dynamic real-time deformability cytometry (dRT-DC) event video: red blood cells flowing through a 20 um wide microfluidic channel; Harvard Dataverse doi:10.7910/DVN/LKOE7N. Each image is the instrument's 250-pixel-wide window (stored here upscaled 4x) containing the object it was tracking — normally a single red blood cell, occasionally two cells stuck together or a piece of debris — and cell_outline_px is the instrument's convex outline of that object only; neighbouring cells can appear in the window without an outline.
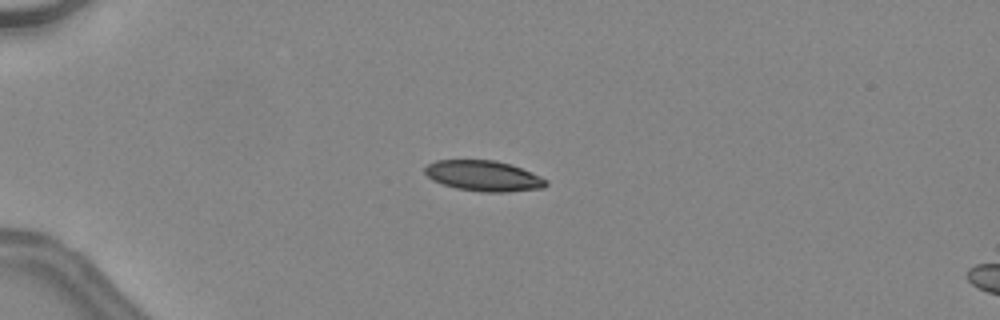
{"species": "common noctule bat (a hibernating species)", "species_latin": "Nyctalus noctula", "temperature_condition": "warm", "stored_images_in_passage": 49, "camera_frame_rate_fps": 3000, "um_per_image_px": 0.085, "animal": {"sex": "female", "body_mass_g": 24.6, "forearm_length_mm": 56.2}, "frame": {"image": 1, "passage_image": 15, "time_ms": 4.667, "image_size_px": [1000, 320], "cell_outline_px": [[548, 184], [544, 188], [508, 192], [480, 192], [456, 188], [432, 180], [424, 172], [424, 168], [428, 164], [436, 160], [496, 160], [512, 164], [532, 172], [548, 180]], "centroid_in_image_um": [41.14, 14.95], "position_along_channel_um": 43.9, "area_um2": 21.79}}
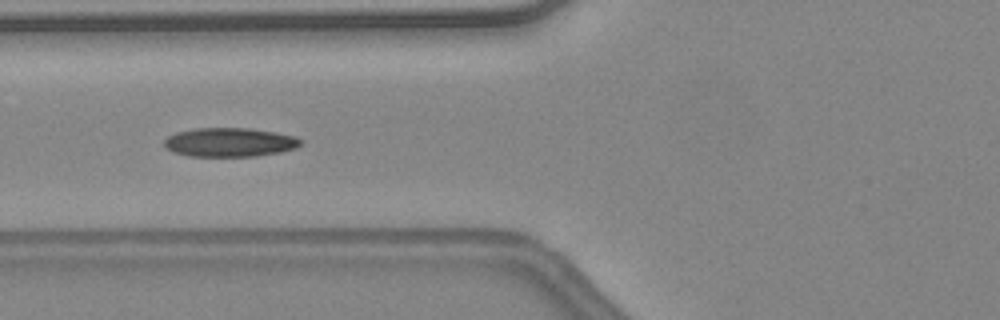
{"frame": {"image": 2, "passage_image": 22, "time_ms": 7.0, "image_size_px": [1000, 320], "cell_outline_px": [[304, 144], [296, 148], [280, 152], [256, 156], [188, 156], [172, 152], [164, 148], [164, 140], [168, 136], [176, 132], [196, 128], [252, 128], [276, 132], [296, 136], [304, 140]], "centroid_in_image_um": [19.55, 12.09], "position_along_channel_um": 106.2, "area_um2": 23.41}, "authors_computed_cell_mechanics": {"area_um2": 22.1952, "velocity_mm_per_s": 4.5429, "shape_relaxation_time_tau1_ms": 7.6129, "shape_relaxation_time_tau2_ms": 1.6319, "deformation_change_tau1": 0.2103, "deformation_change_tau2": 0.0781}}